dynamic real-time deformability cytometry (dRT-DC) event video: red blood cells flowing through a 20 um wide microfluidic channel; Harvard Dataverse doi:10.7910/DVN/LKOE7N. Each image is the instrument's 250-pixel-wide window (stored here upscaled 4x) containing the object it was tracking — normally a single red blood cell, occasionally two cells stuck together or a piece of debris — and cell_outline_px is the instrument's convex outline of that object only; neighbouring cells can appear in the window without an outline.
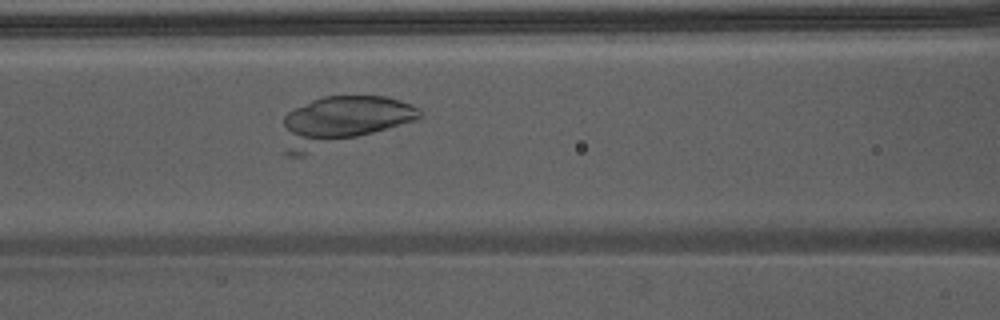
{"species": "Egyptian fruit bat (a non-hibernating species)", "species_latin": "Rousettus aegyptiacus", "temperature_condition": "warm", "stored_images_in_passage": 34, "camera_frame_rate_fps": 3000, "um_per_image_px": 0.085, "animal": {"sex": "male"}, "frame": {"image": 1, "passage_image": 7, "time_ms": 2.0, "image_size_px": [1000, 320], "cell_outline_px": [[420, 116], [416, 120], [304, 156], [284, 156], [284, 116], [288, 112], [312, 100], [324, 96], [388, 96], [408, 104], [416, 108], [420, 112]], "centroid_in_image_um": [29.02, 10.33], "position_along_channel_um": 137.6, "area_um2": 39.3}}
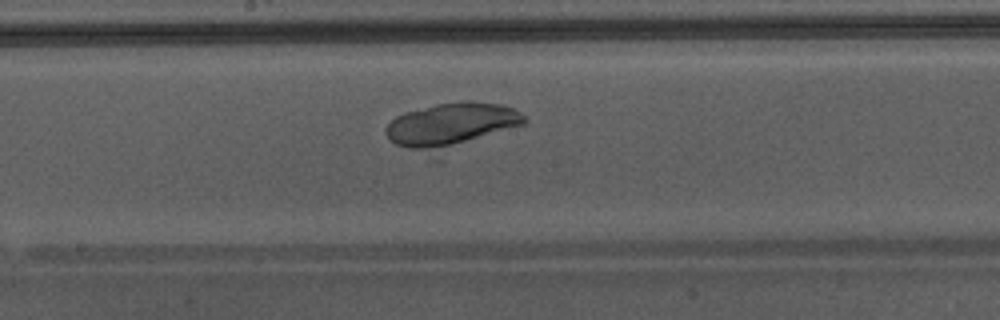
{"frame": {"image": 2, "passage_image": 12, "time_ms": 3.667, "image_size_px": [1000, 320], "cell_outline_px": [[528, 120], [524, 124], [436, 160], [432, 160], [396, 144], [388, 140], [384, 132], [384, 128], [396, 116], [404, 112], [436, 104], [464, 100], [472, 100], [500, 104], [512, 108], [520, 112]], "centroid_in_image_um": [38.33, 10.76], "position_along_channel_um": 209.9, "area_um2": 38.67}}